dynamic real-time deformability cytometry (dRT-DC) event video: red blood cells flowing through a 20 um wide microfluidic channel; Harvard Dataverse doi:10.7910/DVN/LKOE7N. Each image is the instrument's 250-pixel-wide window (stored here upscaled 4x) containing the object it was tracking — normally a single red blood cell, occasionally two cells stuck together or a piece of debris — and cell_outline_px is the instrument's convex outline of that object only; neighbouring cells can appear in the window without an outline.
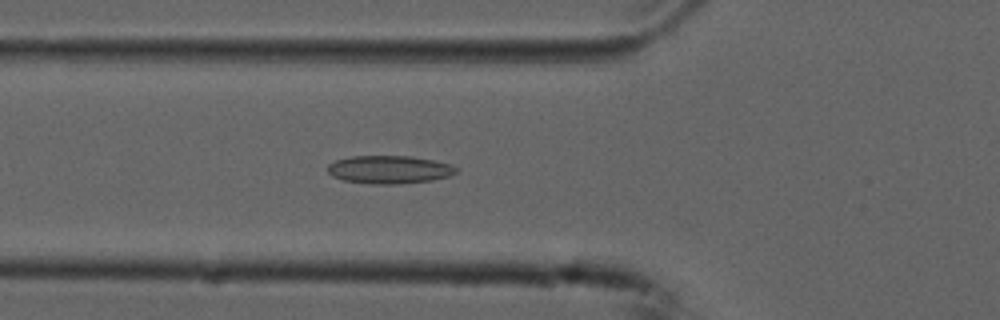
{"species": "common noctule bat (a hibernating species)", "species_latin": "Nyctalus noctula", "temperature_condition": "cold", "stored_images_in_passage": 41, "camera_frame_rate_fps": 3000, "um_per_image_px": 0.085, "animal": {"sex": "male", "forearm_length_mm": 52.5}, "frame": {"image": 1, "passage_image": 8, "time_ms": 2.333, "image_size_px": [1000, 320], "cell_outline_px": [[456, 172], [448, 176], [432, 180], [400, 184], [372, 184], [344, 180], [332, 176], [328, 172], [328, 164], [336, 160], [352, 156], [412, 156], [452, 164], [456, 168]], "centroid_in_image_um": [33.08, 14.41], "position_along_channel_um": 92.7, "area_um2": 20.92}}
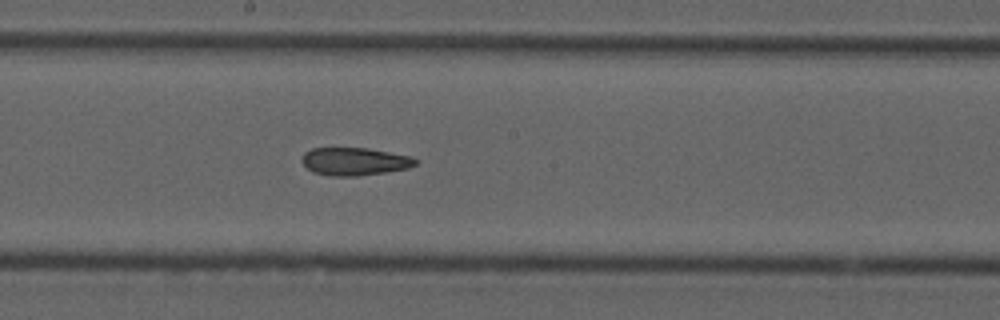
{"frame": {"image": 2, "passage_image": 18, "time_ms": 5.667, "image_size_px": [1000, 320], "cell_outline_px": [[420, 160], [416, 164], [408, 168], [384, 172], [356, 176], [332, 176], [312, 172], [300, 160], [304, 152], [312, 148], [368, 148], [408, 156]], "centroid_in_image_um": [30.11, 13.72], "position_along_channel_um": 218.1, "area_um2": 18.32}}
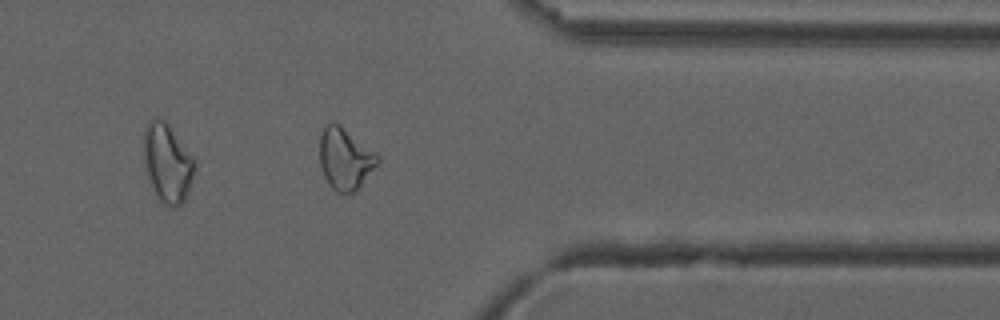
{"frame": {"image": 3, "passage_image": 32, "time_ms": 10.333, "image_size_px": [1000, 320], "cell_outline_px": [[380, 160], [356, 192], [336, 192], [328, 184], [324, 176], [320, 164], [320, 136], [324, 124], [332, 120], [340, 124], [376, 152], [380, 156]], "centroid_in_image_um": [29.33, 13.46], "position_along_channel_um": 382.1, "area_um2": 21.04}, "authors_computed_cell_mechanics": {"area_um2": 19.941, "velocity_mm_per_s": 3.7488, "shape_relaxation_time_tau1_ms": null, "shape_relaxation_time_tau2_ms": 3.8443, "deformation_change_tau1": null, "deformation_change_tau2": 0.119}}